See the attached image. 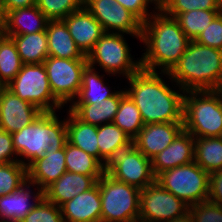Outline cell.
<instances>
[{
    "mask_svg": "<svg viewBox=\"0 0 222 222\" xmlns=\"http://www.w3.org/2000/svg\"><path fill=\"white\" fill-rule=\"evenodd\" d=\"M146 46L141 68L169 72L187 49L190 39L175 17L156 11L142 24L141 40ZM158 67V68H157Z\"/></svg>",
    "mask_w": 222,
    "mask_h": 222,
    "instance_id": "2",
    "label": "cell"
},
{
    "mask_svg": "<svg viewBox=\"0 0 222 222\" xmlns=\"http://www.w3.org/2000/svg\"><path fill=\"white\" fill-rule=\"evenodd\" d=\"M63 21L67 25L76 46L85 56L105 33L101 24L84 6L72 12Z\"/></svg>",
    "mask_w": 222,
    "mask_h": 222,
    "instance_id": "16",
    "label": "cell"
},
{
    "mask_svg": "<svg viewBox=\"0 0 222 222\" xmlns=\"http://www.w3.org/2000/svg\"><path fill=\"white\" fill-rule=\"evenodd\" d=\"M195 41L201 45L222 50V12Z\"/></svg>",
    "mask_w": 222,
    "mask_h": 222,
    "instance_id": "39",
    "label": "cell"
},
{
    "mask_svg": "<svg viewBox=\"0 0 222 222\" xmlns=\"http://www.w3.org/2000/svg\"><path fill=\"white\" fill-rule=\"evenodd\" d=\"M27 181V167L20 162L0 165V197L19 189Z\"/></svg>",
    "mask_w": 222,
    "mask_h": 222,
    "instance_id": "34",
    "label": "cell"
},
{
    "mask_svg": "<svg viewBox=\"0 0 222 222\" xmlns=\"http://www.w3.org/2000/svg\"><path fill=\"white\" fill-rule=\"evenodd\" d=\"M49 19L37 6L9 11L4 15L6 36L25 35L45 31Z\"/></svg>",
    "mask_w": 222,
    "mask_h": 222,
    "instance_id": "22",
    "label": "cell"
},
{
    "mask_svg": "<svg viewBox=\"0 0 222 222\" xmlns=\"http://www.w3.org/2000/svg\"><path fill=\"white\" fill-rule=\"evenodd\" d=\"M156 181L189 207L208 199L209 173L195 161L160 173Z\"/></svg>",
    "mask_w": 222,
    "mask_h": 222,
    "instance_id": "9",
    "label": "cell"
},
{
    "mask_svg": "<svg viewBox=\"0 0 222 222\" xmlns=\"http://www.w3.org/2000/svg\"><path fill=\"white\" fill-rule=\"evenodd\" d=\"M115 2L131 12L142 24L152 15L147 8L150 4L145 0H115Z\"/></svg>",
    "mask_w": 222,
    "mask_h": 222,
    "instance_id": "41",
    "label": "cell"
},
{
    "mask_svg": "<svg viewBox=\"0 0 222 222\" xmlns=\"http://www.w3.org/2000/svg\"><path fill=\"white\" fill-rule=\"evenodd\" d=\"M104 75H99L95 71V67L87 65L83 71L82 86L76 101L72 104H99L101 100H105L114 96L117 91L111 92L103 82Z\"/></svg>",
    "mask_w": 222,
    "mask_h": 222,
    "instance_id": "27",
    "label": "cell"
},
{
    "mask_svg": "<svg viewBox=\"0 0 222 222\" xmlns=\"http://www.w3.org/2000/svg\"><path fill=\"white\" fill-rule=\"evenodd\" d=\"M126 94L125 90H117V93L99 104H71L69 109L81 121L101 126L106 123H112L115 114L118 111L120 99Z\"/></svg>",
    "mask_w": 222,
    "mask_h": 222,
    "instance_id": "23",
    "label": "cell"
},
{
    "mask_svg": "<svg viewBox=\"0 0 222 222\" xmlns=\"http://www.w3.org/2000/svg\"><path fill=\"white\" fill-rule=\"evenodd\" d=\"M21 222H64L60 207L43 198Z\"/></svg>",
    "mask_w": 222,
    "mask_h": 222,
    "instance_id": "37",
    "label": "cell"
},
{
    "mask_svg": "<svg viewBox=\"0 0 222 222\" xmlns=\"http://www.w3.org/2000/svg\"><path fill=\"white\" fill-rule=\"evenodd\" d=\"M184 130L183 122L146 124L134 138L135 147L152 160Z\"/></svg>",
    "mask_w": 222,
    "mask_h": 222,
    "instance_id": "15",
    "label": "cell"
},
{
    "mask_svg": "<svg viewBox=\"0 0 222 222\" xmlns=\"http://www.w3.org/2000/svg\"><path fill=\"white\" fill-rule=\"evenodd\" d=\"M67 112V141L99 161L97 126L81 121L70 110Z\"/></svg>",
    "mask_w": 222,
    "mask_h": 222,
    "instance_id": "25",
    "label": "cell"
},
{
    "mask_svg": "<svg viewBox=\"0 0 222 222\" xmlns=\"http://www.w3.org/2000/svg\"><path fill=\"white\" fill-rule=\"evenodd\" d=\"M167 222H193V219L190 212H188L182 217L175 218L172 221H167Z\"/></svg>",
    "mask_w": 222,
    "mask_h": 222,
    "instance_id": "44",
    "label": "cell"
},
{
    "mask_svg": "<svg viewBox=\"0 0 222 222\" xmlns=\"http://www.w3.org/2000/svg\"><path fill=\"white\" fill-rule=\"evenodd\" d=\"M186 91L220 90L222 86V50L190 41L187 49L169 72H163Z\"/></svg>",
    "mask_w": 222,
    "mask_h": 222,
    "instance_id": "3",
    "label": "cell"
},
{
    "mask_svg": "<svg viewBox=\"0 0 222 222\" xmlns=\"http://www.w3.org/2000/svg\"><path fill=\"white\" fill-rule=\"evenodd\" d=\"M84 7L101 24L104 32L126 33L141 40L142 23L115 0H84Z\"/></svg>",
    "mask_w": 222,
    "mask_h": 222,
    "instance_id": "13",
    "label": "cell"
},
{
    "mask_svg": "<svg viewBox=\"0 0 222 222\" xmlns=\"http://www.w3.org/2000/svg\"><path fill=\"white\" fill-rule=\"evenodd\" d=\"M122 33H104L87 54L88 65L97 63L107 75H121L128 79L141 68L140 59L134 60Z\"/></svg>",
    "mask_w": 222,
    "mask_h": 222,
    "instance_id": "8",
    "label": "cell"
},
{
    "mask_svg": "<svg viewBox=\"0 0 222 222\" xmlns=\"http://www.w3.org/2000/svg\"><path fill=\"white\" fill-rule=\"evenodd\" d=\"M42 111L6 87L0 88V129L10 134L31 124Z\"/></svg>",
    "mask_w": 222,
    "mask_h": 222,
    "instance_id": "14",
    "label": "cell"
},
{
    "mask_svg": "<svg viewBox=\"0 0 222 222\" xmlns=\"http://www.w3.org/2000/svg\"><path fill=\"white\" fill-rule=\"evenodd\" d=\"M183 127L194 138L221 137L222 92L186 91L183 98Z\"/></svg>",
    "mask_w": 222,
    "mask_h": 222,
    "instance_id": "5",
    "label": "cell"
},
{
    "mask_svg": "<svg viewBox=\"0 0 222 222\" xmlns=\"http://www.w3.org/2000/svg\"><path fill=\"white\" fill-rule=\"evenodd\" d=\"M66 171L84 174L87 176H102V164L93 156L82 149L70 144H65Z\"/></svg>",
    "mask_w": 222,
    "mask_h": 222,
    "instance_id": "29",
    "label": "cell"
},
{
    "mask_svg": "<svg viewBox=\"0 0 222 222\" xmlns=\"http://www.w3.org/2000/svg\"><path fill=\"white\" fill-rule=\"evenodd\" d=\"M64 222H101V194L98 182L60 206Z\"/></svg>",
    "mask_w": 222,
    "mask_h": 222,
    "instance_id": "17",
    "label": "cell"
},
{
    "mask_svg": "<svg viewBox=\"0 0 222 222\" xmlns=\"http://www.w3.org/2000/svg\"><path fill=\"white\" fill-rule=\"evenodd\" d=\"M50 89L63 105L76 100L82 86L87 59H65L48 56L43 62Z\"/></svg>",
    "mask_w": 222,
    "mask_h": 222,
    "instance_id": "11",
    "label": "cell"
},
{
    "mask_svg": "<svg viewBox=\"0 0 222 222\" xmlns=\"http://www.w3.org/2000/svg\"><path fill=\"white\" fill-rule=\"evenodd\" d=\"M193 222H222V206L209 201L189 207Z\"/></svg>",
    "mask_w": 222,
    "mask_h": 222,
    "instance_id": "38",
    "label": "cell"
},
{
    "mask_svg": "<svg viewBox=\"0 0 222 222\" xmlns=\"http://www.w3.org/2000/svg\"><path fill=\"white\" fill-rule=\"evenodd\" d=\"M4 24V13L1 7V0H0V25Z\"/></svg>",
    "mask_w": 222,
    "mask_h": 222,
    "instance_id": "48",
    "label": "cell"
},
{
    "mask_svg": "<svg viewBox=\"0 0 222 222\" xmlns=\"http://www.w3.org/2000/svg\"><path fill=\"white\" fill-rule=\"evenodd\" d=\"M6 36L4 25H0V42Z\"/></svg>",
    "mask_w": 222,
    "mask_h": 222,
    "instance_id": "47",
    "label": "cell"
},
{
    "mask_svg": "<svg viewBox=\"0 0 222 222\" xmlns=\"http://www.w3.org/2000/svg\"><path fill=\"white\" fill-rule=\"evenodd\" d=\"M199 9L222 10V0H172L163 12L176 18L180 13Z\"/></svg>",
    "mask_w": 222,
    "mask_h": 222,
    "instance_id": "36",
    "label": "cell"
},
{
    "mask_svg": "<svg viewBox=\"0 0 222 222\" xmlns=\"http://www.w3.org/2000/svg\"><path fill=\"white\" fill-rule=\"evenodd\" d=\"M13 94L42 112H55L64 107L53 95L44 64H23L19 73L6 86Z\"/></svg>",
    "mask_w": 222,
    "mask_h": 222,
    "instance_id": "10",
    "label": "cell"
},
{
    "mask_svg": "<svg viewBox=\"0 0 222 222\" xmlns=\"http://www.w3.org/2000/svg\"><path fill=\"white\" fill-rule=\"evenodd\" d=\"M222 10H192L180 13L176 19L186 36L195 41Z\"/></svg>",
    "mask_w": 222,
    "mask_h": 222,
    "instance_id": "32",
    "label": "cell"
},
{
    "mask_svg": "<svg viewBox=\"0 0 222 222\" xmlns=\"http://www.w3.org/2000/svg\"><path fill=\"white\" fill-rule=\"evenodd\" d=\"M103 174L140 190L156 181L152 160L135 147L134 139L120 145L102 164Z\"/></svg>",
    "mask_w": 222,
    "mask_h": 222,
    "instance_id": "6",
    "label": "cell"
},
{
    "mask_svg": "<svg viewBox=\"0 0 222 222\" xmlns=\"http://www.w3.org/2000/svg\"><path fill=\"white\" fill-rule=\"evenodd\" d=\"M131 138L113 122L97 126V142L99 147V162H103L117 149Z\"/></svg>",
    "mask_w": 222,
    "mask_h": 222,
    "instance_id": "33",
    "label": "cell"
},
{
    "mask_svg": "<svg viewBox=\"0 0 222 222\" xmlns=\"http://www.w3.org/2000/svg\"><path fill=\"white\" fill-rule=\"evenodd\" d=\"M49 56L65 59H87L76 46L63 20H49L46 27Z\"/></svg>",
    "mask_w": 222,
    "mask_h": 222,
    "instance_id": "24",
    "label": "cell"
},
{
    "mask_svg": "<svg viewBox=\"0 0 222 222\" xmlns=\"http://www.w3.org/2000/svg\"><path fill=\"white\" fill-rule=\"evenodd\" d=\"M17 157L18 156L16 151L14 150L11 134L0 129V165L10 162H20L21 164L26 166L27 162L22 159H17Z\"/></svg>",
    "mask_w": 222,
    "mask_h": 222,
    "instance_id": "40",
    "label": "cell"
},
{
    "mask_svg": "<svg viewBox=\"0 0 222 222\" xmlns=\"http://www.w3.org/2000/svg\"><path fill=\"white\" fill-rule=\"evenodd\" d=\"M148 4L153 3L156 11H161V0H145Z\"/></svg>",
    "mask_w": 222,
    "mask_h": 222,
    "instance_id": "45",
    "label": "cell"
},
{
    "mask_svg": "<svg viewBox=\"0 0 222 222\" xmlns=\"http://www.w3.org/2000/svg\"><path fill=\"white\" fill-rule=\"evenodd\" d=\"M65 172V146L56 152L48 149L27 167L28 181L43 191Z\"/></svg>",
    "mask_w": 222,
    "mask_h": 222,
    "instance_id": "20",
    "label": "cell"
},
{
    "mask_svg": "<svg viewBox=\"0 0 222 222\" xmlns=\"http://www.w3.org/2000/svg\"><path fill=\"white\" fill-rule=\"evenodd\" d=\"M189 206L157 181L140 191L139 222H167L184 216Z\"/></svg>",
    "mask_w": 222,
    "mask_h": 222,
    "instance_id": "12",
    "label": "cell"
},
{
    "mask_svg": "<svg viewBox=\"0 0 222 222\" xmlns=\"http://www.w3.org/2000/svg\"><path fill=\"white\" fill-rule=\"evenodd\" d=\"M171 2L172 0H161V11H163Z\"/></svg>",
    "mask_w": 222,
    "mask_h": 222,
    "instance_id": "46",
    "label": "cell"
},
{
    "mask_svg": "<svg viewBox=\"0 0 222 222\" xmlns=\"http://www.w3.org/2000/svg\"><path fill=\"white\" fill-rule=\"evenodd\" d=\"M9 37L13 39L23 64H42L49 56L46 31Z\"/></svg>",
    "mask_w": 222,
    "mask_h": 222,
    "instance_id": "26",
    "label": "cell"
},
{
    "mask_svg": "<svg viewBox=\"0 0 222 222\" xmlns=\"http://www.w3.org/2000/svg\"><path fill=\"white\" fill-rule=\"evenodd\" d=\"M101 177L66 171L44 190V198L60 207L79 193L91 189Z\"/></svg>",
    "mask_w": 222,
    "mask_h": 222,
    "instance_id": "21",
    "label": "cell"
},
{
    "mask_svg": "<svg viewBox=\"0 0 222 222\" xmlns=\"http://www.w3.org/2000/svg\"><path fill=\"white\" fill-rule=\"evenodd\" d=\"M33 184L27 181L19 189L0 197V222H21L25 216L44 198V191L37 187L33 194L30 187ZM33 195L35 203H29Z\"/></svg>",
    "mask_w": 222,
    "mask_h": 222,
    "instance_id": "19",
    "label": "cell"
},
{
    "mask_svg": "<svg viewBox=\"0 0 222 222\" xmlns=\"http://www.w3.org/2000/svg\"><path fill=\"white\" fill-rule=\"evenodd\" d=\"M36 6L49 20H63L84 6V0H37Z\"/></svg>",
    "mask_w": 222,
    "mask_h": 222,
    "instance_id": "35",
    "label": "cell"
},
{
    "mask_svg": "<svg viewBox=\"0 0 222 222\" xmlns=\"http://www.w3.org/2000/svg\"><path fill=\"white\" fill-rule=\"evenodd\" d=\"M163 72L140 68L130 76L126 94L138 107L144 125L183 122L184 93L172 90L159 76Z\"/></svg>",
    "mask_w": 222,
    "mask_h": 222,
    "instance_id": "1",
    "label": "cell"
},
{
    "mask_svg": "<svg viewBox=\"0 0 222 222\" xmlns=\"http://www.w3.org/2000/svg\"><path fill=\"white\" fill-rule=\"evenodd\" d=\"M97 182L101 222H139L140 189L105 174Z\"/></svg>",
    "mask_w": 222,
    "mask_h": 222,
    "instance_id": "7",
    "label": "cell"
},
{
    "mask_svg": "<svg viewBox=\"0 0 222 222\" xmlns=\"http://www.w3.org/2000/svg\"><path fill=\"white\" fill-rule=\"evenodd\" d=\"M207 201L222 206V169L209 173V195Z\"/></svg>",
    "mask_w": 222,
    "mask_h": 222,
    "instance_id": "42",
    "label": "cell"
},
{
    "mask_svg": "<svg viewBox=\"0 0 222 222\" xmlns=\"http://www.w3.org/2000/svg\"><path fill=\"white\" fill-rule=\"evenodd\" d=\"M195 138L183 130L173 142L152 159V170L155 177L164 171L194 161Z\"/></svg>",
    "mask_w": 222,
    "mask_h": 222,
    "instance_id": "18",
    "label": "cell"
},
{
    "mask_svg": "<svg viewBox=\"0 0 222 222\" xmlns=\"http://www.w3.org/2000/svg\"><path fill=\"white\" fill-rule=\"evenodd\" d=\"M17 156L26 158V167L42 157L48 149L64 148L67 142L66 120L55 112H42L31 124L11 134Z\"/></svg>",
    "mask_w": 222,
    "mask_h": 222,
    "instance_id": "4",
    "label": "cell"
},
{
    "mask_svg": "<svg viewBox=\"0 0 222 222\" xmlns=\"http://www.w3.org/2000/svg\"><path fill=\"white\" fill-rule=\"evenodd\" d=\"M37 0H1L4 15L19 8L36 6Z\"/></svg>",
    "mask_w": 222,
    "mask_h": 222,
    "instance_id": "43",
    "label": "cell"
},
{
    "mask_svg": "<svg viewBox=\"0 0 222 222\" xmlns=\"http://www.w3.org/2000/svg\"><path fill=\"white\" fill-rule=\"evenodd\" d=\"M194 161L208 173L222 169V137L195 138Z\"/></svg>",
    "mask_w": 222,
    "mask_h": 222,
    "instance_id": "28",
    "label": "cell"
},
{
    "mask_svg": "<svg viewBox=\"0 0 222 222\" xmlns=\"http://www.w3.org/2000/svg\"><path fill=\"white\" fill-rule=\"evenodd\" d=\"M22 65L13 39L5 36L0 42V86L6 87L19 73Z\"/></svg>",
    "mask_w": 222,
    "mask_h": 222,
    "instance_id": "31",
    "label": "cell"
},
{
    "mask_svg": "<svg viewBox=\"0 0 222 222\" xmlns=\"http://www.w3.org/2000/svg\"><path fill=\"white\" fill-rule=\"evenodd\" d=\"M113 123L131 139H134L144 127L138 107L127 94L120 99L119 108L115 114Z\"/></svg>",
    "mask_w": 222,
    "mask_h": 222,
    "instance_id": "30",
    "label": "cell"
}]
</instances>
